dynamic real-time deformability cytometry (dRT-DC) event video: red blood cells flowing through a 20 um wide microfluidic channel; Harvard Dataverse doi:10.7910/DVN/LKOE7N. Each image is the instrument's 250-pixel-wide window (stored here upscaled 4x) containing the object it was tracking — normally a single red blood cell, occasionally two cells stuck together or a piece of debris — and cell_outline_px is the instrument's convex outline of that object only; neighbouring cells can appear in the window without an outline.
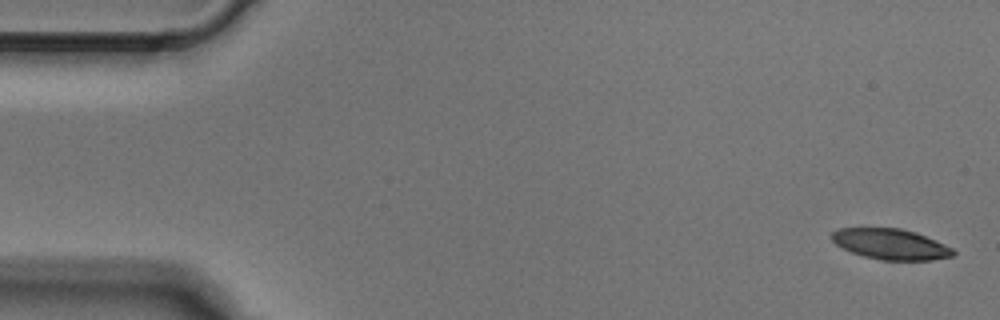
{"species": "Egyptian fruit bat (a non-hibernating species)", "species_latin": "Rousettus aegyptiacus", "temperature_condition": "cold", "stored_images_in_passage": 5, "camera_frame_rate_fps": 3000, "um_per_image_px": 0.085, "animal": {"sex": "male"}, "frame": {"image": 1, "passage_image": 1, "time_ms": 0.0, "image_size_px": [1000, 320], "cell_outline_px": [[956, 252], [952, 256], [932, 260], [880, 260], [864, 256], [852, 252], [836, 244], [832, 240], [832, 232], [840, 228], [900, 228], [916, 232], [936, 240], [952, 248]], "centroid_in_image_um": [75.73, 20.75], "position_along_channel_um": 9.3, "area_um2": 21.56}}
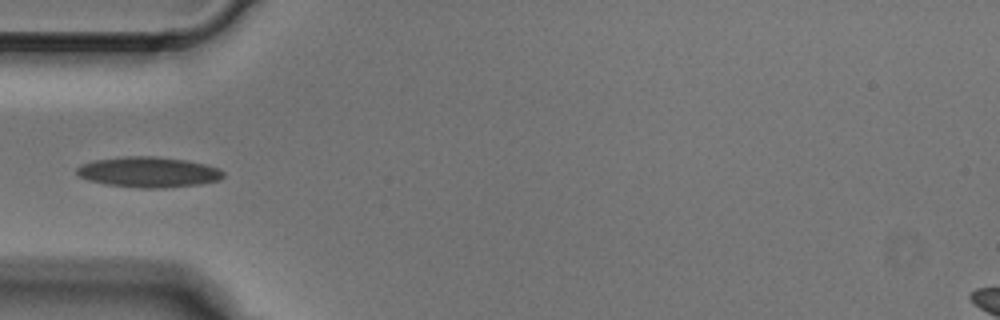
{"frame": {"image": 2, "passage_image": 4, "time_ms": 1.0, "image_size_px": [1000, 320], "cell_outline_px": [[224, 176], [220, 180], [200, 184], [164, 188], [140, 188], [104, 184], [88, 180], [80, 176], [76, 172], [76, 168], [80, 164], [92, 160], [124, 156], [156, 156], [184, 160], [204, 164], [216, 168], [224, 172]], "centroid_in_image_um": [12.58, 14.63], "position_along_channel_um": 72.4, "area_um2": 26.13}}
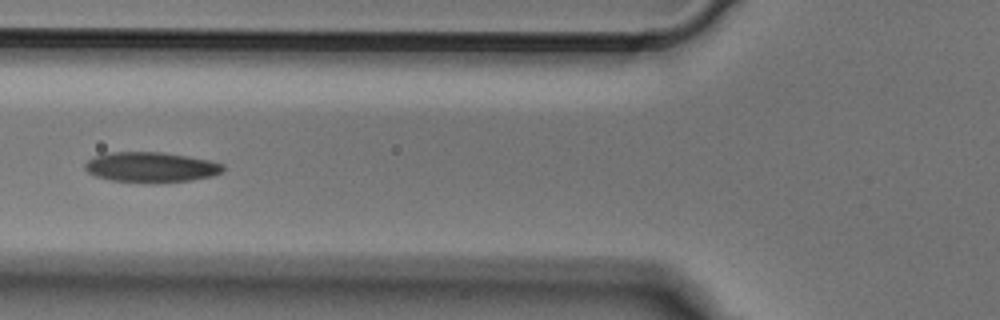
{"frame": {"image": 3, "passage_image": 5, "time_ms": 1.333, "image_size_px": [1000, 320], "cell_outline_px": [[224, 168], [220, 172], [212, 176], [192, 180], [112, 180], [96, 176], [88, 172], [84, 168], [84, 164], [92, 156], [108, 152], [160, 152], [188, 156], [208, 160], [224, 164]], "centroid_in_image_um": [12.8, 14.16], "position_along_channel_um": 113.0, "area_um2": 23.41}}